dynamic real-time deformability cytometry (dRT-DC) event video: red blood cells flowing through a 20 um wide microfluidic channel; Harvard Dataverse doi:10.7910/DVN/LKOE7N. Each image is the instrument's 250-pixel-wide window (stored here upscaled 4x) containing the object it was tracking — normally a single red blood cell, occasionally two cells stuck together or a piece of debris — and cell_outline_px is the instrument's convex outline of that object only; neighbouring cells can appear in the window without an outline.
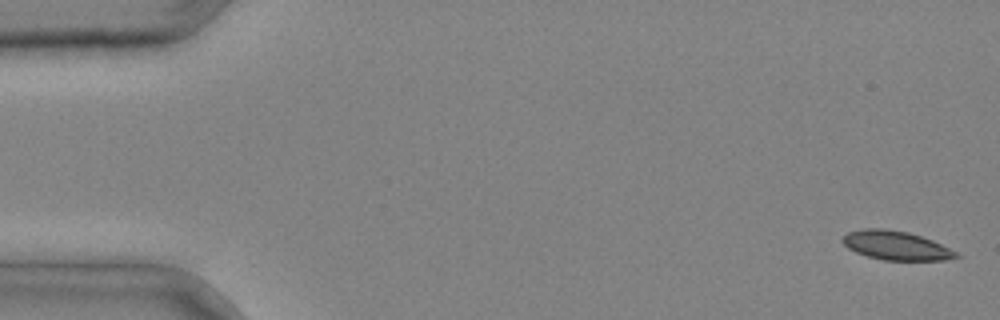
{"species": "common noctule bat (a hibernating species)", "species_latin": "Nyctalus noctula", "temperature_condition": "cold", "stored_images_in_passage": 4, "camera_frame_rate_fps": 3000, "um_per_image_px": 0.085, "animal": {"sex": "male", "body_mass_g": 20.4}, "frame": {"image": 1, "passage_image": 1, "time_ms": 0.0, "image_size_px": [1000, 320], "cell_outline_px": [[960, 256], [944, 260], [884, 260], [868, 256], [856, 252], [848, 248], [840, 240], [848, 232], [864, 228], [884, 228], [908, 232], [932, 240], [956, 252]], "centroid_in_image_um": [76.12, 20.86], "position_along_channel_um": 8.9, "area_um2": 18.96}}
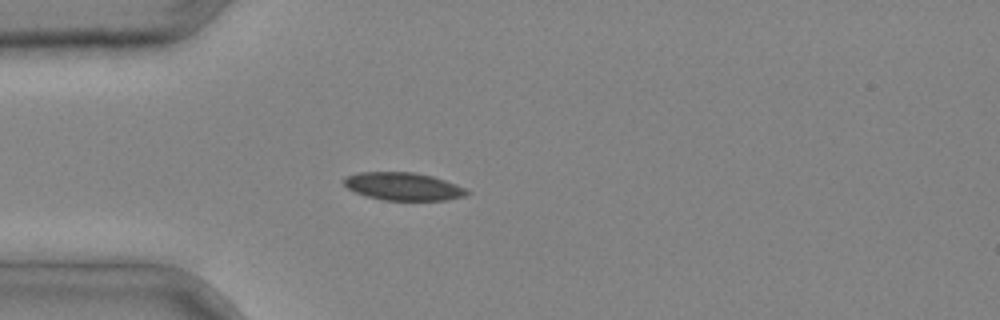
{"frame": {"image": 2, "passage_image": 4, "time_ms": 1.0, "image_size_px": [1000, 320], "cell_outline_px": [[472, 192], [464, 196], [448, 200], [384, 200], [368, 196], [356, 192], [348, 188], [340, 180], [344, 176], [356, 172], [412, 172], [432, 176], [468, 188]], "centroid_in_image_um": [34.28, 15.84], "position_along_channel_um": 50.7, "area_um2": 20.11}}